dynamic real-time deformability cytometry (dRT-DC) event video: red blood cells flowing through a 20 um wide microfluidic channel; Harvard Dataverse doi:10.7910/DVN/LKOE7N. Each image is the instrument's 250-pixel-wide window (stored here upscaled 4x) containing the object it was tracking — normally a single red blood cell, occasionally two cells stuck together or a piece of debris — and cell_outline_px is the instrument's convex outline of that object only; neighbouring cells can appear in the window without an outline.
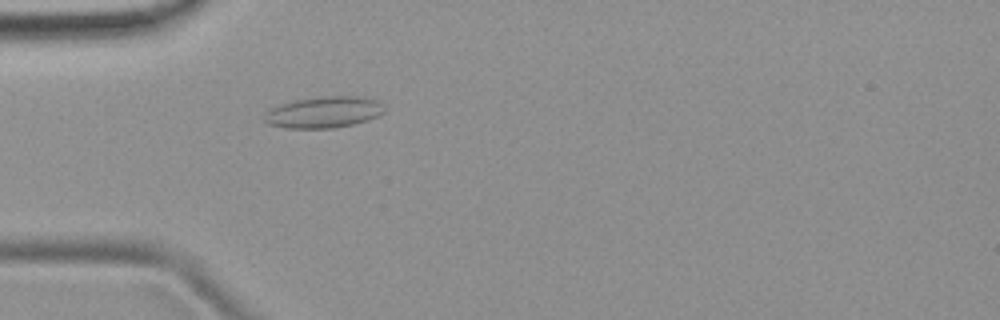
{"species": "common noctule bat (a hibernating species)", "species_latin": "Nyctalus noctula", "temperature_condition": "room temperature", "stored_images_in_passage": 3, "camera_frame_rate_fps": 3000, "um_per_image_px": 0.085, "animal": {"sex": "female", "body_mass_g": 19.9}, "frame": {"image": 1, "passage_image": 3, "time_ms": 2.333, "image_size_px": [1000, 320], "cell_outline_px": [[384, 112], [380, 116], [368, 120], [352, 124], [332, 128], [284, 128], [268, 124], [264, 120], [264, 116], [272, 108], [280, 104], [296, 100], [328, 96], [356, 96], [380, 100], [384, 104]], "centroid_in_image_um": [27.58, 9.54], "position_along_channel_um": 57.4, "area_um2": 21.91}}